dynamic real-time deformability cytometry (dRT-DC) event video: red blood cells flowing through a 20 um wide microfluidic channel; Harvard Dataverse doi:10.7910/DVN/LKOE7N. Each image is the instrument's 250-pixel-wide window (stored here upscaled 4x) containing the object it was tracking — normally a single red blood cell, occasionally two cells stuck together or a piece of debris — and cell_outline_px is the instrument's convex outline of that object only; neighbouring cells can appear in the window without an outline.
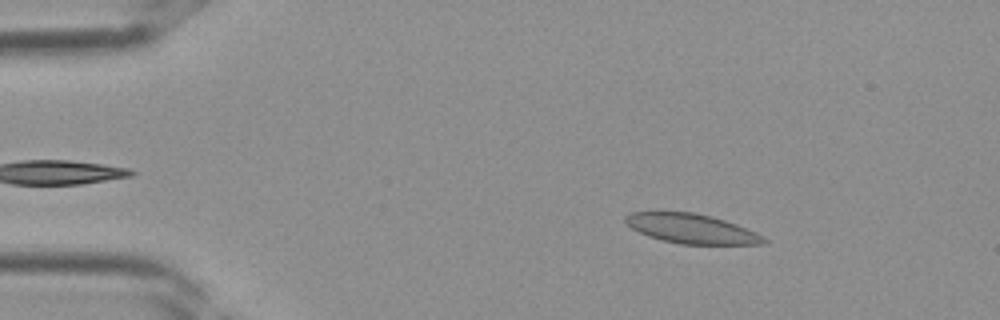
{"species": "Egyptian fruit bat (a non-hibernating species)", "species_latin": "Rousettus aegyptiacus", "temperature_condition": "room temperature", "stored_images_in_passage": 36, "camera_frame_rate_fps": 3000, "um_per_image_px": 0.085, "frame": {"image": 1, "passage_image": 5, "time_ms": 1.333, "image_size_px": [1000, 320], "cell_outline_px": [[768, 240], [764, 244], [680, 244], [648, 236], [632, 228], [624, 220], [624, 216], [632, 212], [692, 212], [712, 216], [736, 224], [756, 232], [764, 236]], "centroid_in_image_um": [58.8, 19.43], "position_along_channel_um": 26.2, "area_um2": 23.64}}
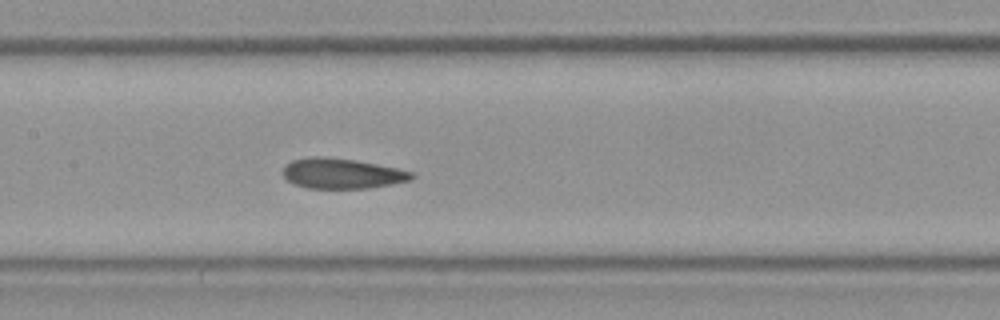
{"frame": {"image": 2, "passage_image": 17, "time_ms": 5.333, "image_size_px": [1000, 320], "cell_outline_px": [[416, 176], [412, 180], [392, 184], [368, 188], [308, 188], [296, 184], [288, 180], [284, 176], [284, 164], [292, 160], [308, 156], [328, 156], [356, 160], [416, 172]], "centroid_in_image_um": [29.1, 14.73], "position_along_channel_um": 178.3, "area_um2": 22.89}}
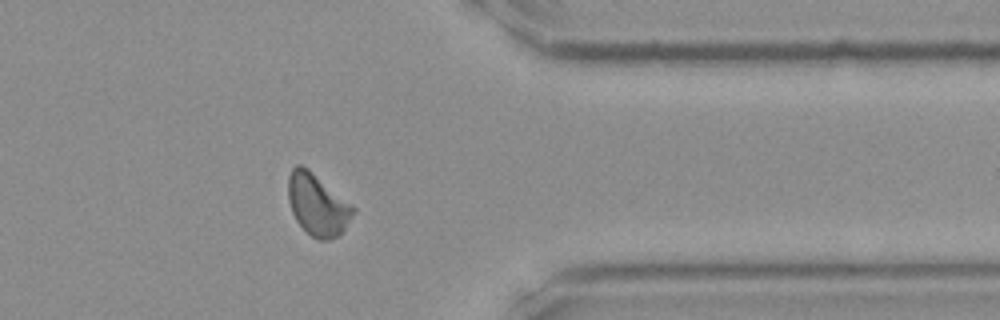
{"frame": {"image": 3, "passage_image": 29, "time_ms": 9.333, "image_size_px": [1000, 320], "cell_outline_px": [[356, 212], [344, 228], [336, 236], [328, 240], [320, 240], [312, 236], [296, 220], [292, 212], [288, 200], [288, 176], [292, 168], [296, 164], [300, 164], [308, 168], [352, 204], [356, 208]], "centroid_in_image_um": [26.98, 17.36], "position_along_channel_um": 384.4, "area_um2": 23.24}}